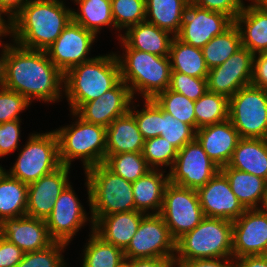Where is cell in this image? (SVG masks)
<instances>
[{
	"instance_id": "6da1fadb",
	"label": "cell",
	"mask_w": 267,
	"mask_h": 267,
	"mask_svg": "<svg viewBox=\"0 0 267 267\" xmlns=\"http://www.w3.org/2000/svg\"><path fill=\"white\" fill-rule=\"evenodd\" d=\"M63 84L64 74L51 62L46 51L6 44L5 88L18 92L30 103L34 98L49 103L62 97Z\"/></svg>"
},
{
	"instance_id": "7a4b0ae2",
	"label": "cell",
	"mask_w": 267,
	"mask_h": 267,
	"mask_svg": "<svg viewBox=\"0 0 267 267\" xmlns=\"http://www.w3.org/2000/svg\"><path fill=\"white\" fill-rule=\"evenodd\" d=\"M72 21V10L61 0H29L11 20L13 42L46 51Z\"/></svg>"
},
{
	"instance_id": "3957f363",
	"label": "cell",
	"mask_w": 267,
	"mask_h": 267,
	"mask_svg": "<svg viewBox=\"0 0 267 267\" xmlns=\"http://www.w3.org/2000/svg\"><path fill=\"white\" fill-rule=\"evenodd\" d=\"M120 80V67L114 53L96 56L72 67L64 74L63 90L71 112L83 103L100 98Z\"/></svg>"
},
{
	"instance_id": "277c9868",
	"label": "cell",
	"mask_w": 267,
	"mask_h": 267,
	"mask_svg": "<svg viewBox=\"0 0 267 267\" xmlns=\"http://www.w3.org/2000/svg\"><path fill=\"white\" fill-rule=\"evenodd\" d=\"M120 41L125 48V55L116 54L120 77L129 86L133 98L137 91L144 99H153L169 88L172 71L169 56L131 49Z\"/></svg>"
},
{
	"instance_id": "5b68a950",
	"label": "cell",
	"mask_w": 267,
	"mask_h": 267,
	"mask_svg": "<svg viewBox=\"0 0 267 267\" xmlns=\"http://www.w3.org/2000/svg\"><path fill=\"white\" fill-rule=\"evenodd\" d=\"M232 236L233 221L205 217L176 241L175 266L194 259L233 257Z\"/></svg>"
},
{
	"instance_id": "8992f818",
	"label": "cell",
	"mask_w": 267,
	"mask_h": 267,
	"mask_svg": "<svg viewBox=\"0 0 267 267\" xmlns=\"http://www.w3.org/2000/svg\"><path fill=\"white\" fill-rule=\"evenodd\" d=\"M77 121L55 130L59 142L61 165L70 167L72 160L80 158L85 171L103 164L106 157V127L84 121L75 112Z\"/></svg>"
},
{
	"instance_id": "52a82bcc",
	"label": "cell",
	"mask_w": 267,
	"mask_h": 267,
	"mask_svg": "<svg viewBox=\"0 0 267 267\" xmlns=\"http://www.w3.org/2000/svg\"><path fill=\"white\" fill-rule=\"evenodd\" d=\"M91 216L135 210L132 182L114 174L104 164L85 171Z\"/></svg>"
},
{
	"instance_id": "ba28073f",
	"label": "cell",
	"mask_w": 267,
	"mask_h": 267,
	"mask_svg": "<svg viewBox=\"0 0 267 267\" xmlns=\"http://www.w3.org/2000/svg\"><path fill=\"white\" fill-rule=\"evenodd\" d=\"M60 166L59 142L53 130L48 133H32L14 166L6 172L21 182L30 184Z\"/></svg>"
},
{
	"instance_id": "9c48e42d",
	"label": "cell",
	"mask_w": 267,
	"mask_h": 267,
	"mask_svg": "<svg viewBox=\"0 0 267 267\" xmlns=\"http://www.w3.org/2000/svg\"><path fill=\"white\" fill-rule=\"evenodd\" d=\"M228 119L240 138L267 139V89L247 85L229 98Z\"/></svg>"
},
{
	"instance_id": "30bf717a",
	"label": "cell",
	"mask_w": 267,
	"mask_h": 267,
	"mask_svg": "<svg viewBox=\"0 0 267 267\" xmlns=\"http://www.w3.org/2000/svg\"><path fill=\"white\" fill-rule=\"evenodd\" d=\"M172 238L177 241L204 218L197 190L168 183L160 212Z\"/></svg>"
},
{
	"instance_id": "8fae6325",
	"label": "cell",
	"mask_w": 267,
	"mask_h": 267,
	"mask_svg": "<svg viewBox=\"0 0 267 267\" xmlns=\"http://www.w3.org/2000/svg\"><path fill=\"white\" fill-rule=\"evenodd\" d=\"M176 241L160 214H146L124 250L125 259L175 258Z\"/></svg>"
},
{
	"instance_id": "7c38bea8",
	"label": "cell",
	"mask_w": 267,
	"mask_h": 267,
	"mask_svg": "<svg viewBox=\"0 0 267 267\" xmlns=\"http://www.w3.org/2000/svg\"><path fill=\"white\" fill-rule=\"evenodd\" d=\"M169 182L181 187L198 190L220 171L195 138L182 147L169 169Z\"/></svg>"
},
{
	"instance_id": "4fadbf2b",
	"label": "cell",
	"mask_w": 267,
	"mask_h": 267,
	"mask_svg": "<svg viewBox=\"0 0 267 267\" xmlns=\"http://www.w3.org/2000/svg\"><path fill=\"white\" fill-rule=\"evenodd\" d=\"M254 54L241 47L223 64L209 69L207 90L231 98L239 89L251 84Z\"/></svg>"
},
{
	"instance_id": "5bb4252c",
	"label": "cell",
	"mask_w": 267,
	"mask_h": 267,
	"mask_svg": "<svg viewBox=\"0 0 267 267\" xmlns=\"http://www.w3.org/2000/svg\"><path fill=\"white\" fill-rule=\"evenodd\" d=\"M96 36L92 31L71 21L46 53L51 62L65 74L72 67L94 58L87 56Z\"/></svg>"
},
{
	"instance_id": "9a60e30c",
	"label": "cell",
	"mask_w": 267,
	"mask_h": 267,
	"mask_svg": "<svg viewBox=\"0 0 267 267\" xmlns=\"http://www.w3.org/2000/svg\"><path fill=\"white\" fill-rule=\"evenodd\" d=\"M233 23L234 21L223 13L202 9L189 3L176 37L186 44L202 49L214 36L222 34Z\"/></svg>"
},
{
	"instance_id": "2e32d148",
	"label": "cell",
	"mask_w": 267,
	"mask_h": 267,
	"mask_svg": "<svg viewBox=\"0 0 267 267\" xmlns=\"http://www.w3.org/2000/svg\"><path fill=\"white\" fill-rule=\"evenodd\" d=\"M233 258L267 255V213L261 208L246 209L233 221Z\"/></svg>"
},
{
	"instance_id": "e0dca14e",
	"label": "cell",
	"mask_w": 267,
	"mask_h": 267,
	"mask_svg": "<svg viewBox=\"0 0 267 267\" xmlns=\"http://www.w3.org/2000/svg\"><path fill=\"white\" fill-rule=\"evenodd\" d=\"M83 208L69 184L58 196L52 212L45 220L50 237L69 245L74 235L89 220Z\"/></svg>"
},
{
	"instance_id": "ac0fdd59",
	"label": "cell",
	"mask_w": 267,
	"mask_h": 267,
	"mask_svg": "<svg viewBox=\"0 0 267 267\" xmlns=\"http://www.w3.org/2000/svg\"><path fill=\"white\" fill-rule=\"evenodd\" d=\"M197 193L205 217L235 221L246 211L221 170Z\"/></svg>"
},
{
	"instance_id": "d6986e66",
	"label": "cell",
	"mask_w": 267,
	"mask_h": 267,
	"mask_svg": "<svg viewBox=\"0 0 267 267\" xmlns=\"http://www.w3.org/2000/svg\"><path fill=\"white\" fill-rule=\"evenodd\" d=\"M132 100L129 86L120 80L100 98L83 103L75 113L86 122L107 128L116 118L129 112Z\"/></svg>"
},
{
	"instance_id": "ffe728a7",
	"label": "cell",
	"mask_w": 267,
	"mask_h": 267,
	"mask_svg": "<svg viewBox=\"0 0 267 267\" xmlns=\"http://www.w3.org/2000/svg\"><path fill=\"white\" fill-rule=\"evenodd\" d=\"M70 168L61 165L53 172L28 184L26 216L47 219L58 196L70 184L68 180Z\"/></svg>"
},
{
	"instance_id": "44dd1931",
	"label": "cell",
	"mask_w": 267,
	"mask_h": 267,
	"mask_svg": "<svg viewBox=\"0 0 267 267\" xmlns=\"http://www.w3.org/2000/svg\"><path fill=\"white\" fill-rule=\"evenodd\" d=\"M0 235L24 253L44 249L54 242L45 220L29 216L3 220L0 223Z\"/></svg>"
},
{
	"instance_id": "7402d4cb",
	"label": "cell",
	"mask_w": 267,
	"mask_h": 267,
	"mask_svg": "<svg viewBox=\"0 0 267 267\" xmlns=\"http://www.w3.org/2000/svg\"><path fill=\"white\" fill-rule=\"evenodd\" d=\"M195 138L208 157L221 168L229 164L240 136L228 119L197 129Z\"/></svg>"
},
{
	"instance_id": "603a6c76",
	"label": "cell",
	"mask_w": 267,
	"mask_h": 267,
	"mask_svg": "<svg viewBox=\"0 0 267 267\" xmlns=\"http://www.w3.org/2000/svg\"><path fill=\"white\" fill-rule=\"evenodd\" d=\"M146 214L133 210L105 216H90L93 231L104 241L123 251L137 232L141 219Z\"/></svg>"
},
{
	"instance_id": "cb8c5ba5",
	"label": "cell",
	"mask_w": 267,
	"mask_h": 267,
	"mask_svg": "<svg viewBox=\"0 0 267 267\" xmlns=\"http://www.w3.org/2000/svg\"><path fill=\"white\" fill-rule=\"evenodd\" d=\"M234 23L239 28L243 47L254 55L267 52V11L257 3L244 5Z\"/></svg>"
},
{
	"instance_id": "d4e9b609",
	"label": "cell",
	"mask_w": 267,
	"mask_h": 267,
	"mask_svg": "<svg viewBox=\"0 0 267 267\" xmlns=\"http://www.w3.org/2000/svg\"><path fill=\"white\" fill-rule=\"evenodd\" d=\"M125 32L123 36L119 34V38L129 48L157 56H169L171 41L174 37L170 35V32L146 21L129 27Z\"/></svg>"
},
{
	"instance_id": "484cf974",
	"label": "cell",
	"mask_w": 267,
	"mask_h": 267,
	"mask_svg": "<svg viewBox=\"0 0 267 267\" xmlns=\"http://www.w3.org/2000/svg\"><path fill=\"white\" fill-rule=\"evenodd\" d=\"M145 139L138 129L135 117L128 112L116 118L106 128V155L142 153Z\"/></svg>"
},
{
	"instance_id": "4316f807",
	"label": "cell",
	"mask_w": 267,
	"mask_h": 267,
	"mask_svg": "<svg viewBox=\"0 0 267 267\" xmlns=\"http://www.w3.org/2000/svg\"><path fill=\"white\" fill-rule=\"evenodd\" d=\"M164 172L159 169H152L135 182H132L136 211L144 214H160L163 206L164 190L169 183V174L164 176ZM149 209L153 210L152 213L148 211Z\"/></svg>"
},
{
	"instance_id": "83f0119b",
	"label": "cell",
	"mask_w": 267,
	"mask_h": 267,
	"mask_svg": "<svg viewBox=\"0 0 267 267\" xmlns=\"http://www.w3.org/2000/svg\"><path fill=\"white\" fill-rule=\"evenodd\" d=\"M228 165L267 181V139L240 138Z\"/></svg>"
},
{
	"instance_id": "f1b7e54d",
	"label": "cell",
	"mask_w": 267,
	"mask_h": 267,
	"mask_svg": "<svg viewBox=\"0 0 267 267\" xmlns=\"http://www.w3.org/2000/svg\"><path fill=\"white\" fill-rule=\"evenodd\" d=\"M220 170L226 175L232 192L245 209L260 208L258 204H263L267 188L265 179L231 168L229 165L221 167Z\"/></svg>"
},
{
	"instance_id": "f546056e",
	"label": "cell",
	"mask_w": 267,
	"mask_h": 267,
	"mask_svg": "<svg viewBox=\"0 0 267 267\" xmlns=\"http://www.w3.org/2000/svg\"><path fill=\"white\" fill-rule=\"evenodd\" d=\"M189 3V0H145V21L176 36Z\"/></svg>"
},
{
	"instance_id": "4dcf8cb0",
	"label": "cell",
	"mask_w": 267,
	"mask_h": 267,
	"mask_svg": "<svg viewBox=\"0 0 267 267\" xmlns=\"http://www.w3.org/2000/svg\"><path fill=\"white\" fill-rule=\"evenodd\" d=\"M169 59L172 71L207 79L209 69L202 49L186 44L174 36L170 45Z\"/></svg>"
},
{
	"instance_id": "1f68e13d",
	"label": "cell",
	"mask_w": 267,
	"mask_h": 267,
	"mask_svg": "<svg viewBox=\"0 0 267 267\" xmlns=\"http://www.w3.org/2000/svg\"><path fill=\"white\" fill-rule=\"evenodd\" d=\"M28 184L10 176L0 178V223L5 219L26 216Z\"/></svg>"
},
{
	"instance_id": "d6a6232c",
	"label": "cell",
	"mask_w": 267,
	"mask_h": 267,
	"mask_svg": "<svg viewBox=\"0 0 267 267\" xmlns=\"http://www.w3.org/2000/svg\"><path fill=\"white\" fill-rule=\"evenodd\" d=\"M80 12L72 9V21L81 25L83 28L92 31L96 35L100 33L102 26L115 27L111 0H74Z\"/></svg>"
},
{
	"instance_id": "836d02e7",
	"label": "cell",
	"mask_w": 267,
	"mask_h": 267,
	"mask_svg": "<svg viewBox=\"0 0 267 267\" xmlns=\"http://www.w3.org/2000/svg\"><path fill=\"white\" fill-rule=\"evenodd\" d=\"M242 47L239 28L233 23L222 34L214 36L203 48V56L208 69L223 64Z\"/></svg>"
},
{
	"instance_id": "e575fe53",
	"label": "cell",
	"mask_w": 267,
	"mask_h": 267,
	"mask_svg": "<svg viewBox=\"0 0 267 267\" xmlns=\"http://www.w3.org/2000/svg\"><path fill=\"white\" fill-rule=\"evenodd\" d=\"M91 236L84 248L82 267H121L125 262L124 251L104 241L91 228Z\"/></svg>"
},
{
	"instance_id": "d590c367",
	"label": "cell",
	"mask_w": 267,
	"mask_h": 267,
	"mask_svg": "<svg viewBox=\"0 0 267 267\" xmlns=\"http://www.w3.org/2000/svg\"><path fill=\"white\" fill-rule=\"evenodd\" d=\"M195 130L228 120L229 99L208 90L195 101Z\"/></svg>"
},
{
	"instance_id": "8d00e7d4",
	"label": "cell",
	"mask_w": 267,
	"mask_h": 267,
	"mask_svg": "<svg viewBox=\"0 0 267 267\" xmlns=\"http://www.w3.org/2000/svg\"><path fill=\"white\" fill-rule=\"evenodd\" d=\"M103 164L114 174L129 182H135L152 170L142 153L138 152L106 155Z\"/></svg>"
},
{
	"instance_id": "74e56055",
	"label": "cell",
	"mask_w": 267,
	"mask_h": 267,
	"mask_svg": "<svg viewBox=\"0 0 267 267\" xmlns=\"http://www.w3.org/2000/svg\"><path fill=\"white\" fill-rule=\"evenodd\" d=\"M153 100L165 112L177 120L191 125L195 129V101L181 93L166 89L157 94Z\"/></svg>"
},
{
	"instance_id": "f35d334b",
	"label": "cell",
	"mask_w": 267,
	"mask_h": 267,
	"mask_svg": "<svg viewBox=\"0 0 267 267\" xmlns=\"http://www.w3.org/2000/svg\"><path fill=\"white\" fill-rule=\"evenodd\" d=\"M112 16L117 29H128L146 19L145 0H111Z\"/></svg>"
},
{
	"instance_id": "ab89813d",
	"label": "cell",
	"mask_w": 267,
	"mask_h": 267,
	"mask_svg": "<svg viewBox=\"0 0 267 267\" xmlns=\"http://www.w3.org/2000/svg\"><path fill=\"white\" fill-rule=\"evenodd\" d=\"M177 153L178 150L162 136L146 139L142 150L143 157L152 169H157L158 166H169L171 169Z\"/></svg>"
},
{
	"instance_id": "60d3db41",
	"label": "cell",
	"mask_w": 267,
	"mask_h": 267,
	"mask_svg": "<svg viewBox=\"0 0 267 267\" xmlns=\"http://www.w3.org/2000/svg\"><path fill=\"white\" fill-rule=\"evenodd\" d=\"M161 136L178 151L196 137V130L161 109Z\"/></svg>"
},
{
	"instance_id": "b9f144b4",
	"label": "cell",
	"mask_w": 267,
	"mask_h": 267,
	"mask_svg": "<svg viewBox=\"0 0 267 267\" xmlns=\"http://www.w3.org/2000/svg\"><path fill=\"white\" fill-rule=\"evenodd\" d=\"M144 100L145 106L141 111H134L136 107L130 106L129 112L135 117L138 129L146 140L161 136V108L153 99Z\"/></svg>"
},
{
	"instance_id": "7bdbcfd3",
	"label": "cell",
	"mask_w": 267,
	"mask_h": 267,
	"mask_svg": "<svg viewBox=\"0 0 267 267\" xmlns=\"http://www.w3.org/2000/svg\"><path fill=\"white\" fill-rule=\"evenodd\" d=\"M67 245L54 241L44 249L27 252L16 267H65L62 251Z\"/></svg>"
},
{
	"instance_id": "ee69618b",
	"label": "cell",
	"mask_w": 267,
	"mask_h": 267,
	"mask_svg": "<svg viewBox=\"0 0 267 267\" xmlns=\"http://www.w3.org/2000/svg\"><path fill=\"white\" fill-rule=\"evenodd\" d=\"M169 90L181 93L196 101L207 91V79L196 78L186 74L171 71Z\"/></svg>"
},
{
	"instance_id": "f6af8a7d",
	"label": "cell",
	"mask_w": 267,
	"mask_h": 267,
	"mask_svg": "<svg viewBox=\"0 0 267 267\" xmlns=\"http://www.w3.org/2000/svg\"><path fill=\"white\" fill-rule=\"evenodd\" d=\"M31 103L21 94L0 87V124L13 120H21L20 112L24 111Z\"/></svg>"
},
{
	"instance_id": "bcb514c9",
	"label": "cell",
	"mask_w": 267,
	"mask_h": 267,
	"mask_svg": "<svg viewBox=\"0 0 267 267\" xmlns=\"http://www.w3.org/2000/svg\"><path fill=\"white\" fill-rule=\"evenodd\" d=\"M189 2L202 9L223 13L233 21H235L245 5L243 0H189Z\"/></svg>"
},
{
	"instance_id": "7dc6e473",
	"label": "cell",
	"mask_w": 267,
	"mask_h": 267,
	"mask_svg": "<svg viewBox=\"0 0 267 267\" xmlns=\"http://www.w3.org/2000/svg\"><path fill=\"white\" fill-rule=\"evenodd\" d=\"M21 120H13L0 124V158L18 148Z\"/></svg>"
},
{
	"instance_id": "c3c4849f",
	"label": "cell",
	"mask_w": 267,
	"mask_h": 267,
	"mask_svg": "<svg viewBox=\"0 0 267 267\" xmlns=\"http://www.w3.org/2000/svg\"><path fill=\"white\" fill-rule=\"evenodd\" d=\"M24 254L19 247L0 235V267H16Z\"/></svg>"
},
{
	"instance_id": "681fc988",
	"label": "cell",
	"mask_w": 267,
	"mask_h": 267,
	"mask_svg": "<svg viewBox=\"0 0 267 267\" xmlns=\"http://www.w3.org/2000/svg\"><path fill=\"white\" fill-rule=\"evenodd\" d=\"M251 84L267 89V52L254 55Z\"/></svg>"
},
{
	"instance_id": "f907efd6",
	"label": "cell",
	"mask_w": 267,
	"mask_h": 267,
	"mask_svg": "<svg viewBox=\"0 0 267 267\" xmlns=\"http://www.w3.org/2000/svg\"><path fill=\"white\" fill-rule=\"evenodd\" d=\"M178 267H237L235 259L229 258H206L183 261Z\"/></svg>"
},
{
	"instance_id": "816d5d0a",
	"label": "cell",
	"mask_w": 267,
	"mask_h": 267,
	"mask_svg": "<svg viewBox=\"0 0 267 267\" xmlns=\"http://www.w3.org/2000/svg\"><path fill=\"white\" fill-rule=\"evenodd\" d=\"M129 267H175L174 258L125 259Z\"/></svg>"
},
{
	"instance_id": "f5cc1de1",
	"label": "cell",
	"mask_w": 267,
	"mask_h": 267,
	"mask_svg": "<svg viewBox=\"0 0 267 267\" xmlns=\"http://www.w3.org/2000/svg\"><path fill=\"white\" fill-rule=\"evenodd\" d=\"M29 0H0V11L12 20L28 3Z\"/></svg>"
},
{
	"instance_id": "db71d44e",
	"label": "cell",
	"mask_w": 267,
	"mask_h": 267,
	"mask_svg": "<svg viewBox=\"0 0 267 267\" xmlns=\"http://www.w3.org/2000/svg\"><path fill=\"white\" fill-rule=\"evenodd\" d=\"M235 261L237 267H267V255L244 256Z\"/></svg>"
},
{
	"instance_id": "11a10c76",
	"label": "cell",
	"mask_w": 267,
	"mask_h": 267,
	"mask_svg": "<svg viewBox=\"0 0 267 267\" xmlns=\"http://www.w3.org/2000/svg\"><path fill=\"white\" fill-rule=\"evenodd\" d=\"M2 12L0 11V37L2 36H6V35H10L11 36V21L8 20L6 22V20L3 18L2 16Z\"/></svg>"
},
{
	"instance_id": "9f6ffc18",
	"label": "cell",
	"mask_w": 267,
	"mask_h": 267,
	"mask_svg": "<svg viewBox=\"0 0 267 267\" xmlns=\"http://www.w3.org/2000/svg\"><path fill=\"white\" fill-rule=\"evenodd\" d=\"M2 54L0 57V87L3 86L5 79V60H6V44L2 47Z\"/></svg>"
},
{
	"instance_id": "6f0895ef",
	"label": "cell",
	"mask_w": 267,
	"mask_h": 267,
	"mask_svg": "<svg viewBox=\"0 0 267 267\" xmlns=\"http://www.w3.org/2000/svg\"><path fill=\"white\" fill-rule=\"evenodd\" d=\"M263 206V208H262ZM265 213H267V188H266V192H265V197H264V201L263 204L260 207Z\"/></svg>"
},
{
	"instance_id": "680465c9",
	"label": "cell",
	"mask_w": 267,
	"mask_h": 267,
	"mask_svg": "<svg viewBox=\"0 0 267 267\" xmlns=\"http://www.w3.org/2000/svg\"><path fill=\"white\" fill-rule=\"evenodd\" d=\"M256 3L265 11H267V0H258Z\"/></svg>"
},
{
	"instance_id": "91938a15",
	"label": "cell",
	"mask_w": 267,
	"mask_h": 267,
	"mask_svg": "<svg viewBox=\"0 0 267 267\" xmlns=\"http://www.w3.org/2000/svg\"><path fill=\"white\" fill-rule=\"evenodd\" d=\"M6 173L3 167L0 165V178Z\"/></svg>"
},
{
	"instance_id": "94428289",
	"label": "cell",
	"mask_w": 267,
	"mask_h": 267,
	"mask_svg": "<svg viewBox=\"0 0 267 267\" xmlns=\"http://www.w3.org/2000/svg\"><path fill=\"white\" fill-rule=\"evenodd\" d=\"M121 267H129L125 262Z\"/></svg>"
},
{
	"instance_id": "6125c7cd",
	"label": "cell",
	"mask_w": 267,
	"mask_h": 267,
	"mask_svg": "<svg viewBox=\"0 0 267 267\" xmlns=\"http://www.w3.org/2000/svg\"><path fill=\"white\" fill-rule=\"evenodd\" d=\"M249 1H252V3H256L258 0H249Z\"/></svg>"
}]
</instances>
